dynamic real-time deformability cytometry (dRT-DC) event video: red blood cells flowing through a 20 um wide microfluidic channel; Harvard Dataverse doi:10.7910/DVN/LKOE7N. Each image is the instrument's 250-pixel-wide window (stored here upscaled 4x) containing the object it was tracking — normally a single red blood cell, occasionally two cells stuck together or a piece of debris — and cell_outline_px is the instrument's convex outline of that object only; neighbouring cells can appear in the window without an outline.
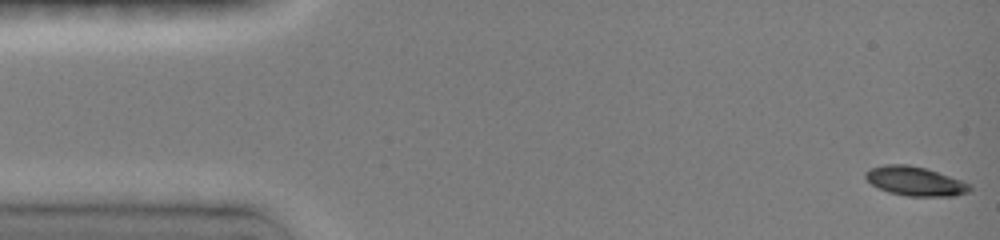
{"species": "common noctule bat (a hibernating species)", "species_latin": "Nyctalus noctula", "temperature_condition": "room temperature", "stored_images_in_passage": 19, "camera_frame_rate_fps": 3000, "um_per_image_px": 0.085, "animal": {"sex": "female", "body_mass_g": 19.0, "forearm_length_mm": 51.5}, "frame": {"image": 1, "passage_image": 1, "time_ms": 0.0, "image_size_px": [1000, 240], "cell_outline_px": [[972, 188], [968, 192], [952, 196], [908, 196], [888, 192], [872, 184], [864, 176], [864, 172], [872, 168], [884, 164], [908, 164], [924, 168], [972, 184]], "centroid_in_image_um": [77.78, 15.4], "position_along_channel_um": 7.2, "area_um2": 17.51}}
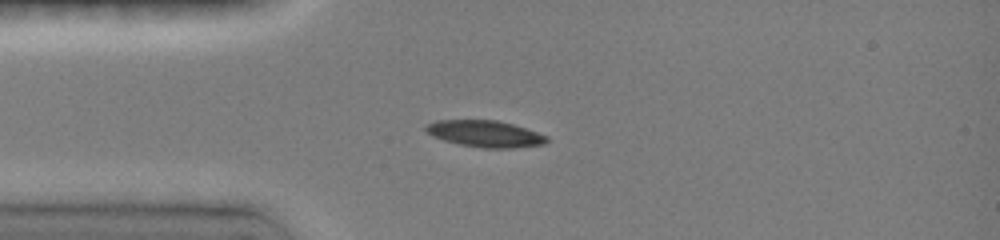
{"frame": {"image": 2, "passage_image": 12, "time_ms": 3.667, "image_size_px": [1000, 240], "cell_outline_px": [[548, 140], [544, 144], [512, 148], [480, 148], [460, 144], [444, 140], [432, 136], [424, 128], [424, 124], [436, 120], [496, 120], [512, 124], [548, 136]], "centroid_in_image_um": [41.2, 11.37], "position_along_channel_um": 43.8, "area_um2": 18.67}}